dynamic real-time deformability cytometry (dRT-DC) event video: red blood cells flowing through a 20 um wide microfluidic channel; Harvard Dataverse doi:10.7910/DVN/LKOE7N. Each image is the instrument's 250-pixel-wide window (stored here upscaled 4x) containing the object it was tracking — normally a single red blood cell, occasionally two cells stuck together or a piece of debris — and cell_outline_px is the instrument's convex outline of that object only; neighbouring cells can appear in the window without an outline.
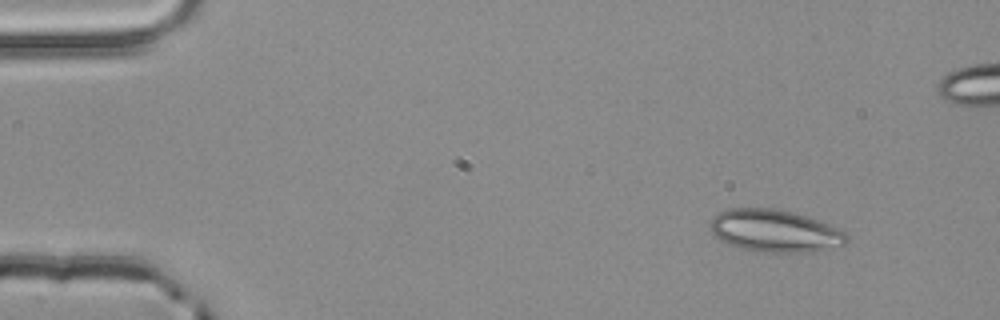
{"species": "common noctule bat (a hibernating species)", "species_latin": "Nyctalus noctula", "temperature_condition": "room temperature", "stored_images_in_passage": 50, "camera_frame_rate_fps": 3000, "um_per_image_px": 0.085, "animal": {"sex": "male", "body_mass_g": 20.4}, "frame": {"image": 1, "passage_image": 1, "time_ms": 0.0, "image_size_px": [1000, 320], "cell_outline_px": [[848, 240], [844, 244], [812, 252], [764, 252], [740, 248], [728, 244], [720, 240], [712, 232], [712, 216], [728, 208], [772, 208], [792, 212], [816, 220], [836, 228], [844, 232], [848, 236]], "centroid_in_image_um": [65.83, 19.63], "position_along_channel_um": 19.2, "area_um2": 33.18}}
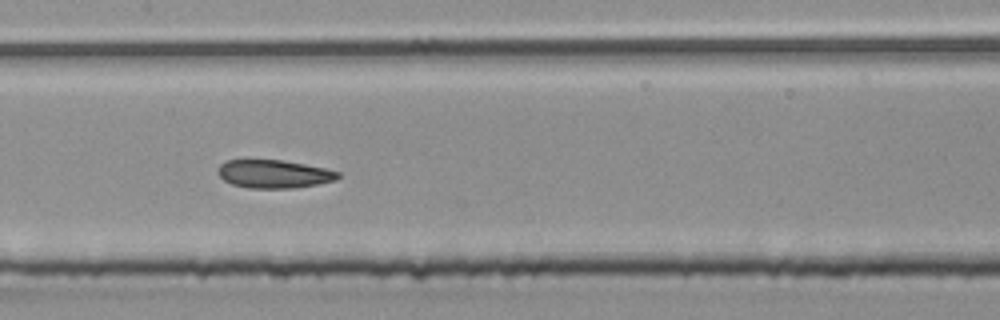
{"frame": {"image": 2, "passage_image": 22, "time_ms": 7.0, "image_size_px": [1000, 320], "cell_outline_px": [[340, 176], [336, 180], [296, 188], [248, 188], [232, 184], [224, 180], [220, 176], [220, 164], [228, 160], [284, 160], [324, 168], [340, 172]], "centroid_in_image_um": [23.32, 14.79], "position_along_channel_um": 184.1, "area_um2": 19.54}}
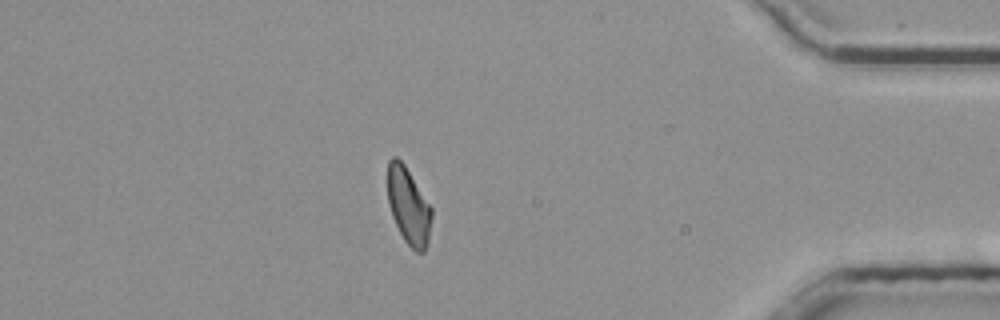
{"frame": {"image": 3, "passage_image": 42, "time_ms": 13.667, "image_size_px": [1000, 320], "cell_outline_px": [[432, 216], [428, 244], [424, 252], [416, 252], [404, 240], [392, 216], [388, 204], [388, 160], [392, 156], [396, 156], [404, 164], [432, 208]], "centroid_in_image_um": [34.73, 17.52], "position_along_channel_um": 400.5, "area_um2": 19.59}, "authors_computed_cell_mechanics": {"area_um2": 20.4323, "velocity_mm_per_s": 3.8578, "shape_relaxation_time_tau1_ms": 8.7064, "shape_relaxation_time_tau2_ms": 4.1166, "deformation_change_tau1": 0.155, "deformation_change_tau2": 0.1032}}